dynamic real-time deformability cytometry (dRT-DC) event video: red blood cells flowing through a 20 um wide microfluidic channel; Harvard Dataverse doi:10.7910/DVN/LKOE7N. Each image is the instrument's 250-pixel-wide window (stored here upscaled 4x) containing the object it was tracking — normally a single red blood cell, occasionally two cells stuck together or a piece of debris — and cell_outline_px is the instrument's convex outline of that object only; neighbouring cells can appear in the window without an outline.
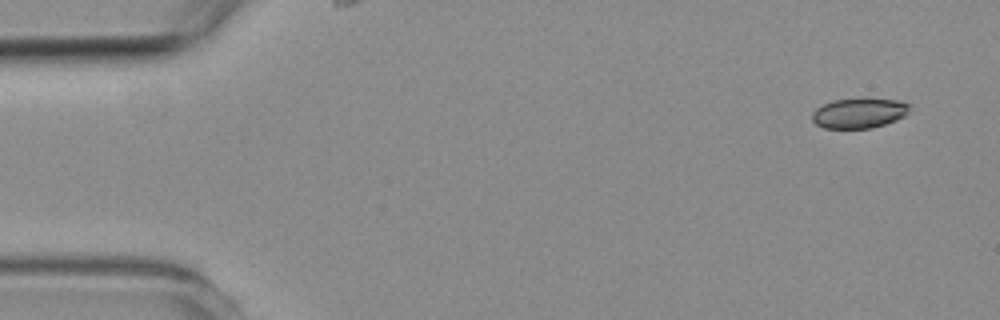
{"species": "common noctule bat (a hibernating species)", "species_latin": "Nyctalus noctula", "temperature_condition": "room temperature", "stored_images_in_passage": 4, "camera_frame_rate_fps": 3000, "um_per_image_px": 0.085, "animal": {"sex": "female", "body_mass_g": 19.3, "forearm_length_mm": 54.1}, "frame": {"image": 1, "passage_image": 1, "time_ms": 0.0, "image_size_px": [1000, 320], "cell_outline_px": [[908, 108], [904, 116], [896, 120], [872, 128], [824, 128], [816, 124], [812, 120], [812, 112], [816, 108], [832, 100], [864, 96], [868, 96], [900, 100], [908, 104]], "centroid_in_image_um": [73.01, 9.57], "position_along_channel_um": 12.0, "area_um2": 17.57}}